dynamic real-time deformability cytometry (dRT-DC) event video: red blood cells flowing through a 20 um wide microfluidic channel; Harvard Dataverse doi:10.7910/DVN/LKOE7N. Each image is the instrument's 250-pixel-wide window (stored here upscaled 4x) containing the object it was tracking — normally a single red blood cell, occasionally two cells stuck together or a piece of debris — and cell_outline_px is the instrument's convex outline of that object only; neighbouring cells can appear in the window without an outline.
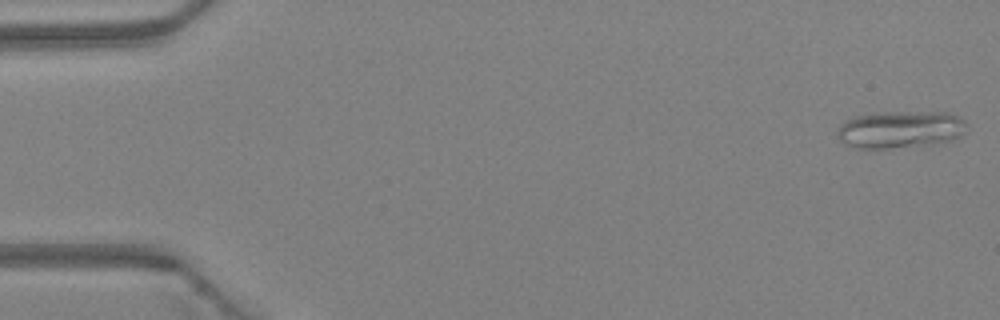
{"species": "Egyptian fruit bat (a non-hibernating species)", "species_latin": "Rousettus aegyptiacus", "temperature_condition": "warm", "stored_images_in_passage": 46, "camera_frame_rate_fps": 3000, "um_per_image_px": 0.085, "animal": {"sex": "female"}, "frame": {"image": 1, "passage_image": 1, "time_ms": 0.0, "image_size_px": [1000, 320], "cell_outline_px": [[968, 124], [956, 136], [948, 140], [936, 144], [888, 148], [856, 148], [844, 144], [836, 136], [836, 132], [844, 120], [856, 116], [880, 112], [948, 112], [964, 120]], "centroid_in_image_um": [76.45, 11.0], "position_along_channel_um": 8.6, "area_um2": 27.92}}
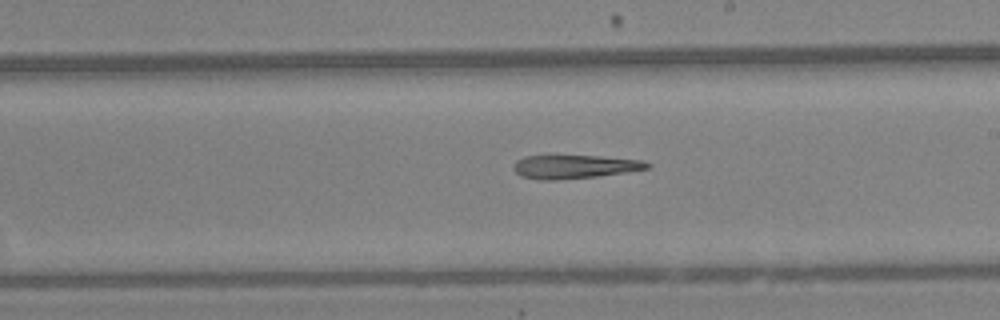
{"frame": {"image": 2, "passage_image": 27, "time_ms": 8.667, "image_size_px": [1000, 320], "cell_outline_px": [[652, 164], [648, 168], [624, 172], [596, 176], [556, 180], [540, 180], [520, 176], [512, 168], [512, 164], [516, 160], [524, 156], [596, 156], [644, 160]], "centroid_in_image_um": [48.78, 14.17], "position_along_channel_um": 240.2, "area_um2": 18.26}}
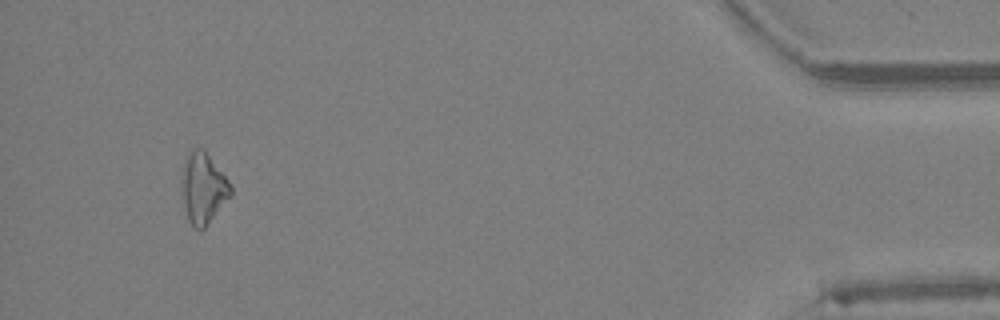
{"frame": {"image": 3, "passage_image": 44, "time_ms": 14.333, "image_size_px": [1000, 320], "cell_outline_px": [[232, 196], [204, 228], [200, 232], [192, 228], [188, 220], [184, 204], [180, 180], [184, 160], [192, 148], [204, 148], [228, 180], [232, 188]], "centroid_in_image_um": [17.26, 16.0], "position_along_channel_um": 417.9, "area_um2": 20.58}}